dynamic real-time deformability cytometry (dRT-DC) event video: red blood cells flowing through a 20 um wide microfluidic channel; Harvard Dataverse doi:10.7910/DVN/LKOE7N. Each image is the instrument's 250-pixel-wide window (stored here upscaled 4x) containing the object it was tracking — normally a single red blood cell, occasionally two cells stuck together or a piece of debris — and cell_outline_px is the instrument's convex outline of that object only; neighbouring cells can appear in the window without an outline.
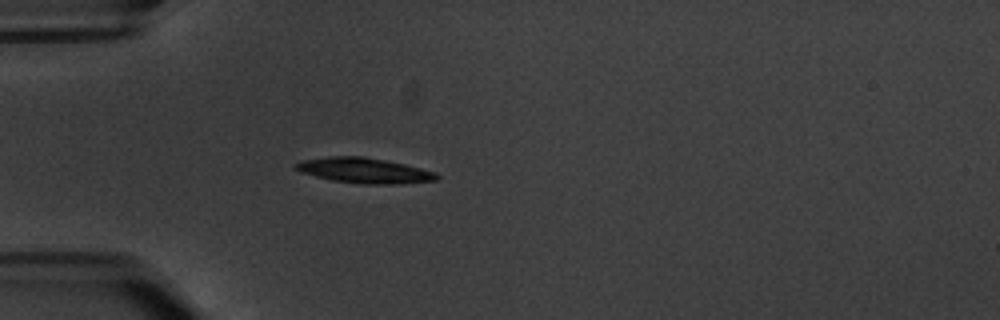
{"species": "common noctule bat (a hibernating species)", "species_latin": "Nyctalus noctula", "temperature_condition": "warm", "stored_images_in_passage": 6, "camera_frame_rate_fps": 3000, "um_per_image_px": 0.085, "animal": {"sex": "male", "body_mass_g": 20.1, "forearm_length_mm": 53.5}, "frame": {"image": 1, "passage_image": 6, "time_ms": 5.667, "image_size_px": [1000, 320], "cell_outline_px": [[440, 176], [436, 180], [400, 184], [364, 184], [332, 180], [300, 172], [292, 168], [292, 164], [300, 160], [328, 156], [364, 156], [404, 164], [436, 172]], "centroid_in_image_um": [30.9, 14.48], "position_along_channel_um": 54.1, "area_um2": 20.92}}